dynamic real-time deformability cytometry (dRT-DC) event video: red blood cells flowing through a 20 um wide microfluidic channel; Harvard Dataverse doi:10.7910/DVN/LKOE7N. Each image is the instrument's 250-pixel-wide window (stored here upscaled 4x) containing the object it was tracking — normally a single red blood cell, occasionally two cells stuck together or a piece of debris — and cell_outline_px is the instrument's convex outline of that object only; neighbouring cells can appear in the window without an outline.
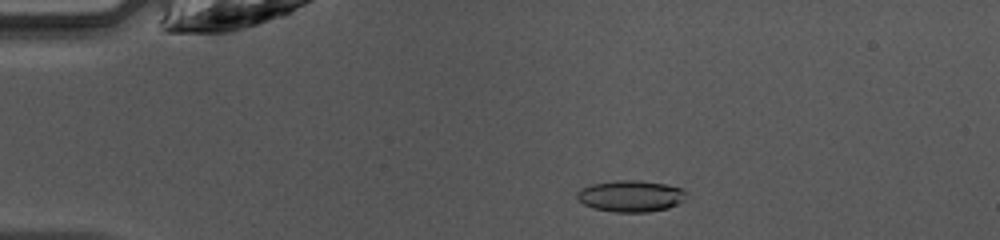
{"species": "common noctule bat (a hibernating species)", "species_latin": "Nyctalus noctula", "temperature_condition": "warm", "stored_images_in_passage": 48, "camera_frame_rate_fps": 3000, "um_per_image_px": 0.085, "animal": {"sex": "female", "body_mass_g": 10.0, "forearm_length_mm": 53.1}, "frame": {"image": 1, "passage_image": 10, "time_ms": 3.0, "image_size_px": [1000, 240], "cell_outline_px": [[684, 200], [668, 208], [648, 212], [616, 212], [592, 208], [576, 200], [576, 192], [580, 188], [592, 184], [616, 180], [636, 180], [664, 184], [680, 188], [684, 192]], "centroid_in_image_um": [53.53, 16.67], "position_along_channel_um": 31.5, "area_um2": 19.94}}
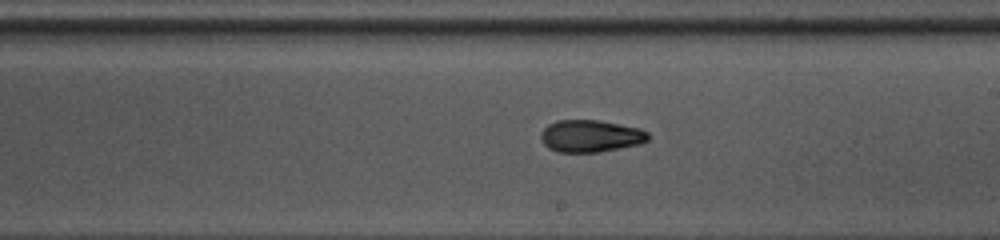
{"frame": {"image": 2, "passage_image": 28, "time_ms": 9.0, "image_size_px": [1000, 240], "cell_outline_px": [[648, 140], [640, 144], [600, 152], [556, 152], [548, 148], [544, 144], [540, 136], [540, 132], [548, 124], [556, 120], [600, 120], [640, 128], [648, 132]], "centroid_in_image_um": [50.18, 11.56], "position_along_channel_um": 238.8, "area_um2": 20.29}}
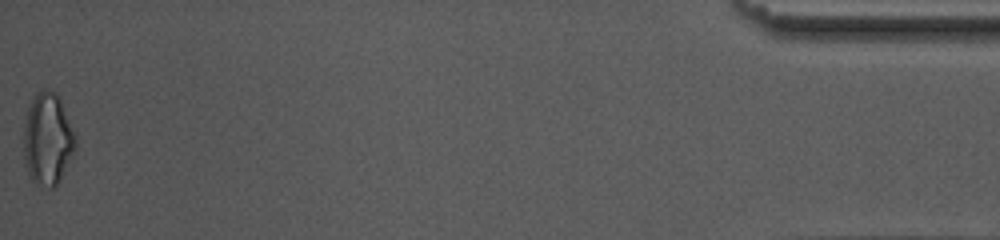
{"frame": {"image": 3, "passage_image": 48, "time_ms": 15.667, "image_size_px": [1000, 240], "cell_outline_px": [[76, 152], [60, 180], [52, 188], [48, 188], [36, 184], [28, 176], [24, 164], [24, 124], [28, 104], [36, 92], [44, 88], [56, 92], [60, 96], [76, 132]], "centroid_in_image_um": [4.07, 11.8], "position_along_channel_um": 431.1, "area_um2": 28.84}, "authors_computed_cell_mechanics": {"area_um2": 20.1144, "velocity_mm_per_s": 4.2374, "shape_relaxation_time_tau1_ms": 5.9506, "shape_relaxation_time_tau2_ms": 2.5554, "deformation_change_tau1": 0.1665, "deformation_change_tau2": 0.0894}}